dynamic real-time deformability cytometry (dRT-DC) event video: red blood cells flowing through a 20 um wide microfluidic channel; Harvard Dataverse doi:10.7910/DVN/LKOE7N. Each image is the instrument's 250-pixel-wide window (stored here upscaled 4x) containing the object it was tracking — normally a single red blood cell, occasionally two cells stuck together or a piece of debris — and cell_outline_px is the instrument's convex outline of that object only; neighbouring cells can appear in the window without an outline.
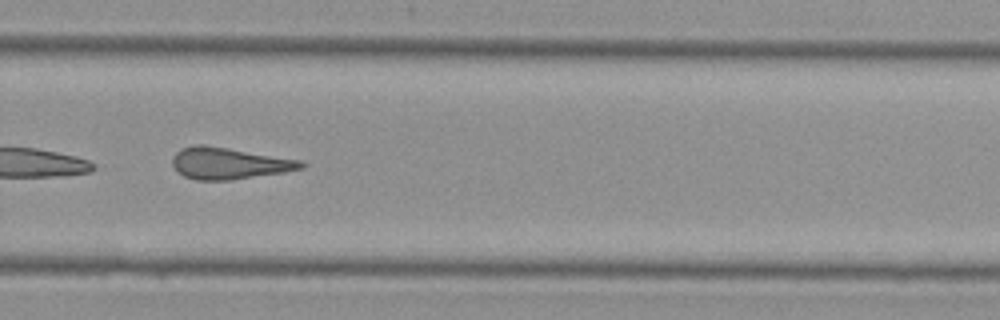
{"species": "Egyptian fruit bat (a non-hibernating species)", "species_latin": "Rousettus aegyptiacus", "temperature_condition": "cold", "stored_images_in_passage": 26, "camera_frame_rate_fps": 3000, "um_per_image_px": 0.085, "animal": {"sex": "female"}, "frame": {"image": 1, "passage_image": 15, "time_ms": 4.667, "image_size_px": [1000, 320], "cell_outline_px": [[308, 164], [304, 168], [284, 172], [232, 180], [196, 180], [184, 176], [172, 164], [172, 156], [180, 148], [196, 144], [204, 144], [300, 160]], "centroid_in_image_um": [19.46, 13.88], "position_along_channel_um": 310.3, "area_um2": 23.7}}